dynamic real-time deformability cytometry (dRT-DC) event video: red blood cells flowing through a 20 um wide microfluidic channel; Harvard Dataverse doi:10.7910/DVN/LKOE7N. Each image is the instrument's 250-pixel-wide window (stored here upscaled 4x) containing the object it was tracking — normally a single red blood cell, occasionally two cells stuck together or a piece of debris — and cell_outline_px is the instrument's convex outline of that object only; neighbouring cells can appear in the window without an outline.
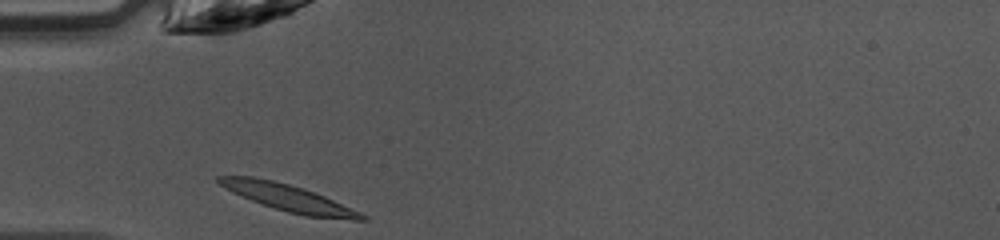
{"species": "common noctule bat (a hibernating species)", "species_latin": "Nyctalus noctula", "temperature_condition": "warm", "stored_images_in_passage": 27, "camera_frame_rate_fps": 3000, "um_per_image_px": 0.085, "animal": {"sex": "female", "body_mass_g": 10.0, "forearm_length_mm": 53.1}, "frame": {"image": 1, "passage_image": 1, "time_ms": 0.0, "image_size_px": [1000, 240], "cell_outline_px": [[368, 220], [352, 220], [304, 216], [288, 212], [252, 200], [232, 192], [220, 184], [216, 180], [216, 176], [252, 176], [272, 180], [288, 184], [324, 196], [360, 212], [368, 216]], "centroid_in_image_um": [24.54, 16.83], "position_along_channel_um": 60.5, "area_um2": 21.85}}
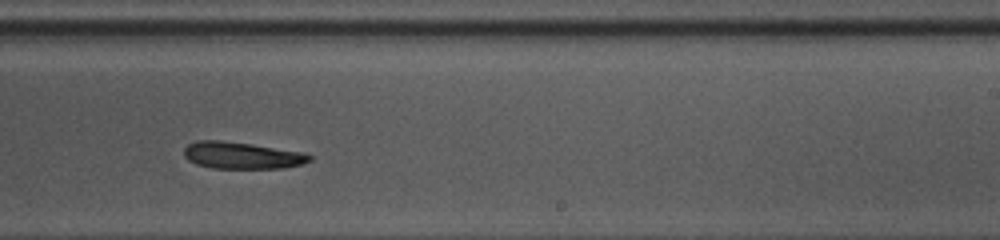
{"frame": {"image": 2, "passage_image": 16, "time_ms": 5.0, "image_size_px": [1000, 240], "cell_outline_px": [[312, 160], [300, 164], [284, 168], [212, 168], [196, 164], [188, 160], [184, 156], [184, 148], [188, 144], [196, 140], [220, 140], [252, 144], [308, 152], [312, 156]], "centroid_in_image_um": [20.58, 13.2], "position_along_channel_um": 268.4, "area_um2": 19.88}}
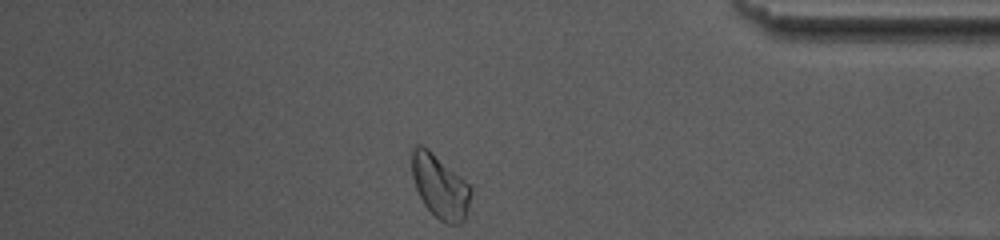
{"frame": {"image": 3, "passage_image": 27, "time_ms": 8.667, "image_size_px": [1000, 240], "cell_outline_px": [[472, 192], [468, 208], [464, 220], [460, 224], [444, 224], [424, 204], [416, 188], [412, 176], [412, 148], [416, 144], [420, 144], [428, 148], [460, 176], [472, 188]], "centroid_in_image_um": [37.4, 15.85], "position_along_channel_um": 397.8, "area_um2": 21.73}, "authors_computed_cell_mechanics": {"area_um2": 20.23, "velocity_mm_per_s": 4.2181, "shape_relaxation_time_tau1_ms": 3.1045, "shape_relaxation_time_tau2_ms": null, "deformation_change_tau1": 0.1553, "deformation_change_tau2": null}}